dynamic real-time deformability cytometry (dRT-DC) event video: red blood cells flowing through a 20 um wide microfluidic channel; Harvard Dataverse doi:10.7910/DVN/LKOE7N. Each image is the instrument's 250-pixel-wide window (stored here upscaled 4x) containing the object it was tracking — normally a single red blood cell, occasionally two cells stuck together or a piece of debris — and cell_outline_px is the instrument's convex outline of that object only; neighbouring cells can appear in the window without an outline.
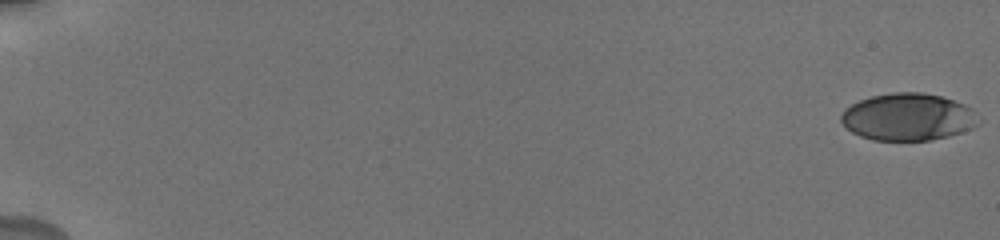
{"species": "human", "species_latin": "Homo sapiens", "temperature_condition": "cold", "stored_images_in_passage": 19, "camera_frame_rate_fps": 3000, "um_per_image_px": 0.085, "donor": {"sex": "male"}, "frame": {"image": 1, "passage_image": 1, "time_ms": 0.0, "image_size_px": [1000, 240], "cell_outline_px": [[980, 124], [972, 128], [948, 136], [928, 140], [872, 140], [860, 136], [852, 132], [840, 120], [840, 116], [844, 108], [860, 100], [872, 96], [892, 92], [924, 92], [940, 96], [964, 104], [972, 108], [980, 120]], "centroid_in_image_um": [77.18, 9.94], "position_along_channel_um": 7.8, "area_um2": 37.86}}
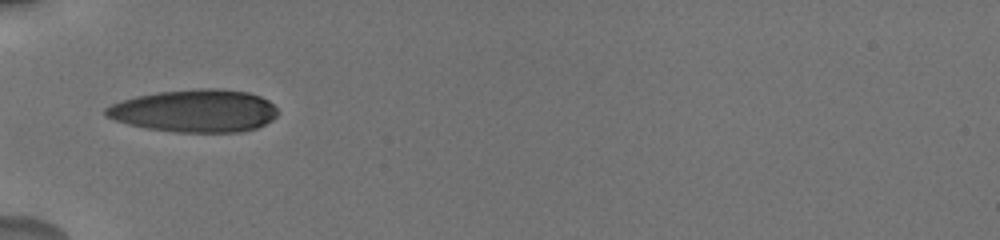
{"frame": {"image": 2, "passage_image": 13, "time_ms": 7.0, "image_size_px": [1000, 240], "cell_outline_px": [[280, 112], [272, 120], [256, 128], [240, 132], [176, 132], [148, 128], [128, 124], [104, 116], [104, 108], [120, 100], [136, 96], [156, 92], [200, 88], [220, 88], [248, 92], [260, 96], [268, 100]], "centroid_in_image_um": [16.56, 9.41], "position_along_channel_um": 68.4, "area_um2": 42.95}}
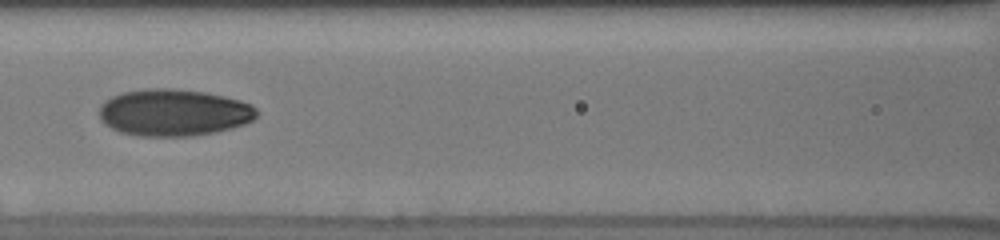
{"frame": {"image": 3, "passage_image": 18, "time_ms": 9.333, "image_size_px": [1000, 240], "cell_outline_px": [[256, 116], [252, 120], [244, 124], [232, 128], [216, 132], [192, 136], [140, 136], [120, 132], [104, 124], [100, 120], [100, 104], [104, 100], [112, 96], [124, 92], [144, 88], [172, 88], [208, 92], [240, 100], [252, 104], [256, 108]], "centroid_in_image_um": [14.76, 9.56], "position_along_channel_um": 151.8, "area_um2": 43.35}}